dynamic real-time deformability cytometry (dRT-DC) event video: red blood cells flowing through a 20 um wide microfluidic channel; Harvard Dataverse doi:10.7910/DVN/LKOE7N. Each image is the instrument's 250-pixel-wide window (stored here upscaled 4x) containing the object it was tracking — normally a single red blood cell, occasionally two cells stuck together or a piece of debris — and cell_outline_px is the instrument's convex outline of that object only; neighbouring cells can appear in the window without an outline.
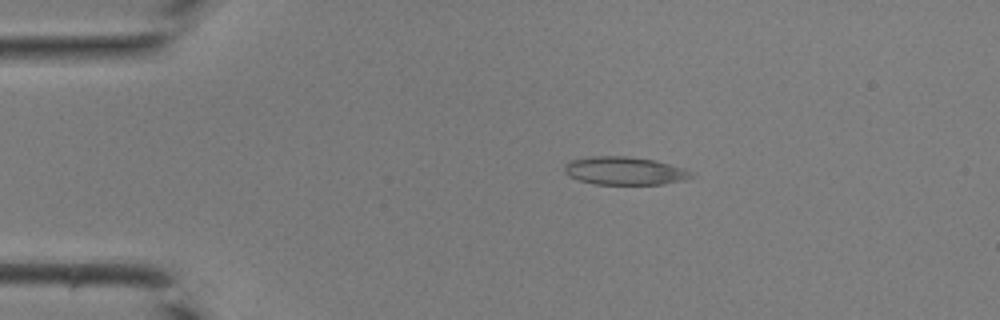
{"species": "common noctule bat (a hibernating species)", "species_latin": "Nyctalus noctula", "temperature_condition": "room temperature", "stored_images_in_passage": 35, "camera_frame_rate_fps": 3000, "um_per_image_px": 0.085, "animal": {"sex": "male", "body_mass_g": 19.0, "forearm_length_mm": 50.8}, "frame": {"image": 1, "passage_image": 2, "time_ms": 0.333, "image_size_px": [1000, 320], "cell_outline_px": [[692, 176], [684, 180], [660, 184], [596, 184], [580, 180], [568, 176], [564, 172], [564, 164], [568, 160], [588, 156], [628, 156], [656, 160], [684, 168], [692, 172]], "centroid_in_image_um": [53.04, 14.5], "position_along_channel_um": 32.0, "area_um2": 20.87}}
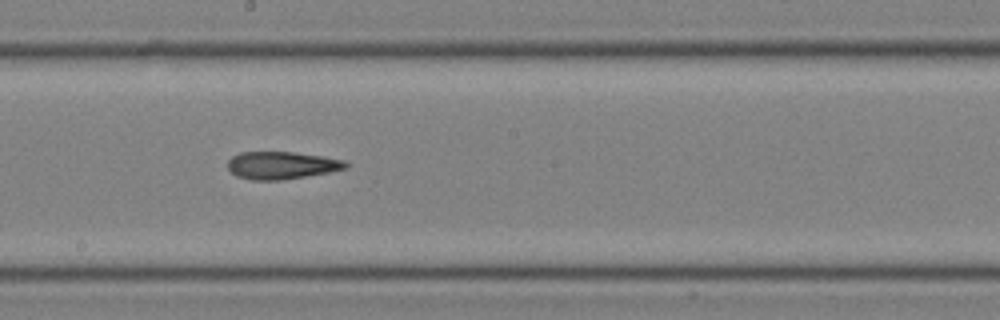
{"frame": {"image": 2, "passage_image": 17, "time_ms": 5.333, "image_size_px": [1000, 320], "cell_outline_px": [[352, 164], [348, 168], [328, 172], [280, 180], [252, 180], [236, 176], [228, 168], [228, 160], [232, 156], [240, 152], [292, 152], [320, 156], [344, 160]], "centroid_in_image_um": [23.94, 14.05], "position_along_channel_um": 224.3, "area_um2": 18.84}}
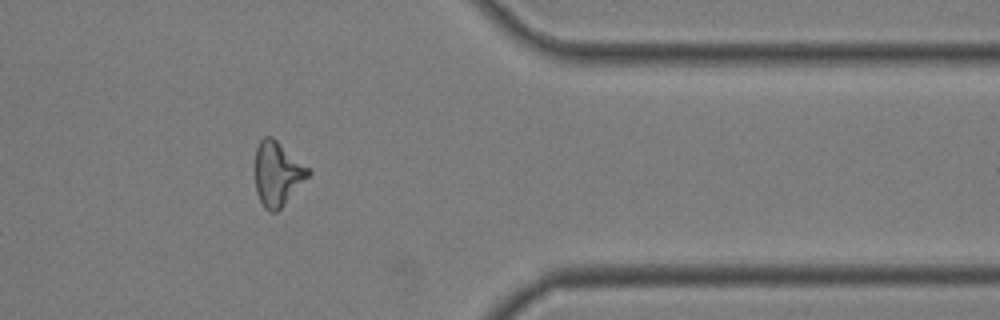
{"frame": {"image": 3, "passage_image": 28, "time_ms": 9.0, "image_size_px": [1000, 320], "cell_outline_px": [[312, 172], [280, 208], [276, 212], [272, 212], [264, 208], [256, 192], [256, 148], [260, 140], [264, 136], [272, 136], [308, 168]], "centroid_in_image_um": [23.56, 14.75], "position_along_channel_um": 387.8, "area_um2": 19.36}}